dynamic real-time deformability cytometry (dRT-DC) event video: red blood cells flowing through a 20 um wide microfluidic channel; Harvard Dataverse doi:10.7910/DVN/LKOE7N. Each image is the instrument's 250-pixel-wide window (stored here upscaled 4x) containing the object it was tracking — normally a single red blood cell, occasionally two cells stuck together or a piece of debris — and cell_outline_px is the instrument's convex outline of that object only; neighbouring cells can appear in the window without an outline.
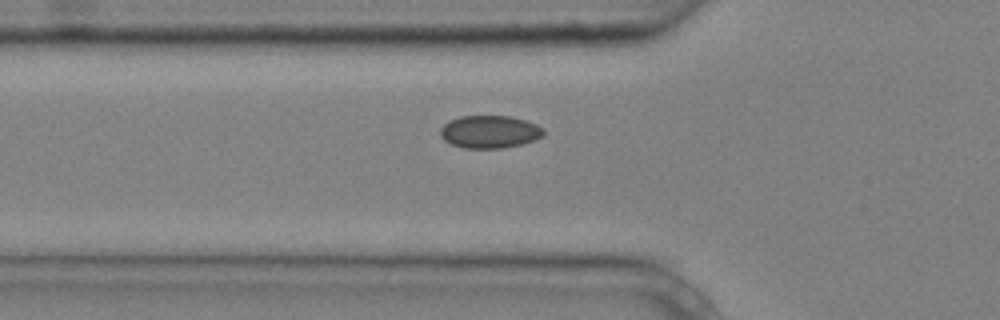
{"species": "common noctule bat (a hibernating species)", "species_latin": "Nyctalus noctula", "temperature_condition": "cold", "stored_images_in_passage": 5, "camera_frame_rate_fps": 3000, "um_per_image_px": 0.085, "animal": {"sex": "male", "body_mass_g": 20.4}, "frame": {"image": 1, "passage_image": 5, "time_ms": 1.333, "image_size_px": [1000, 320], "cell_outline_px": [[544, 136], [536, 140], [504, 148], [464, 148], [452, 144], [444, 140], [440, 136], [440, 128], [448, 120], [460, 116], [508, 116], [524, 120], [536, 124], [544, 128]], "centroid_in_image_um": [41.62, 11.2], "position_along_channel_um": 84.2, "area_um2": 19.77}}